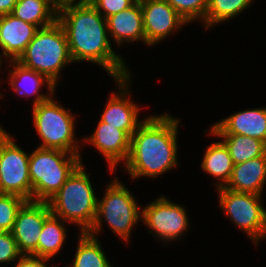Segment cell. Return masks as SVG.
<instances>
[{
	"label": "cell",
	"mask_w": 266,
	"mask_h": 267,
	"mask_svg": "<svg viewBox=\"0 0 266 267\" xmlns=\"http://www.w3.org/2000/svg\"><path fill=\"white\" fill-rule=\"evenodd\" d=\"M253 0H209L205 20L202 25L207 30L211 26L227 22L248 9Z\"/></svg>",
	"instance_id": "cell-25"
},
{
	"label": "cell",
	"mask_w": 266,
	"mask_h": 267,
	"mask_svg": "<svg viewBox=\"0 0 266 267\" xmlns=\"http://www.w3.org/2000/svg\"><path fill=\"white\" fill-rule=\"evenodd\" d=\"M179 122L165 112L144 118L131 136L129 155L123 164L130 179L159 178L178 166Z\"/></svg>",
	"instance_id": "cell-2"
},
{
	"label": "cell",
	"mask_w": 266,
	"mask_h": 267,
	"mask_svg": "<svg viewBox=\"0 0 266 267\" xmlns=\"http://www.w3.org/2000/svg\"><path fill=\"white\" fill-rule=\"evenodd\" d=\"M50 214L48 202L27 201L18 211L11 233L22 254L37 256L43 223Z\"/></svg>",
	"instance_id": "cell-13"
},
{
	"label": "cell",
	"mask_w": 266,
	"mask_h": 267,
	"mask_svg": "<svg viewBox=\"0 0 266 267\" xmlns=\"http://www.w3.org/2000/svg\"><path fill=\"white\" fill-rule=\"evenodd\" d=\"M22 253L11 232H5L0 236V264L15 262Z\"/></svg>",
	"instance_id": "cell-28"
},
{
	"label": "cell",
	"mask_w": 266,
	"mask_h": 267,
	"mask_svg": "<svg viewBox=\"0 0 266 267\" xmlns=\"http://www.w3.org/2000/svg\"><path fill=\"white\" fill-rule=\"evenodd\" d=\"M17 62L43 74L57 88L62 70L74 63L62 25L56 21L39 28Z\"/></svg>",
	"instance_id": "cell-4"
},
{
	"label": "cell",
	"mask_w": 266,
	"mask_h": 267,
	"mask_svg": "<svg viewBox=\"0 0 266 267\" xmlns=\"http://www.w3.org/2000/svg\"><path fill=\"white\" fill-rule=\"evenodd\" d=\"M6 231L2 228V227H0V236L3 234V233H5Z\"/></svg>",
	"instance_id": "cell-35"
},
{
	"label": "cell",
	"mask_w": 266,
	"mask_h": 267,
	"mask_svg": "<svg viewBox=\"0 0 266 267\" xmlns=\"http://www.w3.org/2000/svg\"><path fill=\"white\" fill-rule=\"evenodd\" d=\"M139 2L148 47L159 44L161 40L188 25L166 0H139Z\"/></svg>",
	"instance_id": "cell-12"
},
{
	"label": "cell",
	"mask_w": 266,
	"mask_h": 267,
	"mask_svg": "<svg viewBox=\"0 0 266 267\" xmlns=\"http://www.w3.org/2000/svg\"><path fill=\"white\" fill-rule=\"evenodd\" d=\"M82 145L90 144L105 158L108 163L109 170L113 174L118 164L126 162L129 151L131 137L123 130L98 121L96 129L91 135L80 139Z\"/></svg>",
	"instance_id": "cell-14"
},
{
	"label": "cell",
	"mask_w": 266,
	"mask_h": 267,
	"mask_svg": "<svg viewBox=\"0 0 266 267\" xmlns=\"http://www.w3.org/2000/svg\"><path fill=\"white\" fill-rule=\"evenodd\" d=\"M131 77L114 79L116 85L118 84L119 90L109 95L110 97L107 98L106 106L99 119L116 129L123 130L130 137L144 120L138 117L141 111L140 106L134 103L133 100L131 101V88H129L131 87Z\"/></svg>",
	"instance_id": "cell-11"
},
{
	"label": "cell",
	"mask_w": 266,
	"mask_h": 267,
	"mask_svg": "<svg viewBox=\"0 0 266 267\" xmlns=\"http://www.w3.org/2000/svg\"><path fill=\"white\" fill-rule=\"evenodd\" d=\"M201 161V169L208 175L219 180L215 186L216 189L225 187L230 180L234 167L233 160L228 148L222 141L211 143Z\"/></svg>",
	"instance_id": "cell-20"
},
{
	"label": "cell",
	"mask_w": 266,
	"mask_h": 267,
	"mask_svg": "<svg viewBox=\"0 0 266 267\" xmlns=\"http://www.w3.org/2000/svg\"><path fill=\"white\" fill-rule=\"evenodd\" d=\"M78 237L77 248L70 267H113L97 237L87 232H79Z\"/></svg>",
	"instance_id": "cell-24"
},
{
	"label": "cell",
	"mask_w": 266,
	"mask_h": 267,
	"mask_svg": "<svg viewBox=\"0 0 266 267\" xmlns=\"http://www.w3.org/2000/svg\"><path fill=\"white\" fill-rule=\"evenodd\" d=\"M208 132L213 137L221 138L229 150L234 165L266 155V143L259 139L239 134L214 135L210 130Z\"/></svg>",
	"instance_id": "cell-23"
},
{
	"label": "cell",
	"mask_w": 266,
	"mask_h": 267,
	"mask_svg": "<svg viewBox=\"0 0 266 267\" xmlns=\"http://www.w3.org/2000/svg\"><path fill=\"white\" fill-rule=\"evenodd\" d=\"M53 98L52 95L48 100L32 106L31 109L33 126L42 140L38 147L80 155L82 141L78 142L74 132L76 115Z\"/></svg>",
	"instance_id": "cell-7"
},
{
	"label": "cell",
	"mask_w": 266,
	"mask_h": 267,
	"mask_svg": "<svg viewBox=\"0 0 266 267\" xmlns=\"http://www.w3.org/2000/svg\"><path fill=\"white\" fill-rule=\"evenodd\" d=\"M109 38L119 47L122 44L141 42L146 45L143 13L139 0L129 8L106 18Z\"/></svg>",
	"instance_id": "cell-18"
},
{
	"label": "cell",
	"mask_w": 266,
	"mask_h": 267,
	"mask_svg": "<svg viewBox=\"0 0 266 267\" xmlns=\"http://www.w3.org/2000/svg\"><path fill=\"white\" fill-rule=\"evenodd\" d=\"M82 156L37 147L29 156L32 201L48 202L82 163Z\"/></svg>",
	"instance_id": "cell-6"
},
{
	"label": "cell",
	"mask_w": 266,
	"mask_h": 267,
	"mask_svg": "<svg viewBox=\"0 0 266 267\" xmlns=\"http://www.w3.org/2000/svg\"><path fill=\"white\" fill-rule=\"evenodd\" d=\"M8 62L9 69H12L7 73L10 88L20 96L26 97V99L35 95L33 97L35 99L32 100V106L48 100L52 95L55 96L56 87L43 74L26 68L17 61ZM43 85H47L48 92H41Z\"/></svg>",
	"instance_id": "cell-17"
},
{
	"label": "cell",
	"mask_w": 266,
	"mask_h": 267,
	"mask_svg": "<svg viewBox=\"0 0 266 267\" xmlns=\"http://www.w3.org/2000/svg\"><path fill=\"white\" fill-rule=\"evenodd\" d=\"M113 179L106 187L103 198H98L95 221L87 233L98 237L107 222L113 233L128 242L133 228L141 222L142 208L138 206L136 197L131 194L129 188L127 189L117 177Z\"/></svg>",
	"instance_id": "cell-5"
},
{
	"label": "cell",
	"mask_w": 266,
	"mask_h": 267,
	"mask_svg": "<svg viewBox=\"0 0 266 267\" xmlns=\"http://www.w3.org/2000/svg\"><path fill=\"white\" fill-rule=\"evenodd\" d=\"M92 0H60V8L67 5L91 4Z\"/></svg>",
	"instance_id": "cell-32"
},
{
	"label": "cell",
	"mask_w": 266,
	"mask_h": 267,
	"mask_svg": "<svg viewBox=\"0 0 266 267\" xmlns=\"http://www.w3.org/2000/svg\"><path fill=\"white\" fill-rule=\"evenodd\" d=\"M65 221L52 213L45 219L37 245V256L47 259L58 255L67 238Z\"/></svg>",
	"instance_id": "cell-22"
},
{
	"label": "cell",
	"mask_w": 266,
	"mask_h": 267,
	"mask_svg": "<svg viewBox=\"0 0 266 267\" xmlns=\"http://www.w3.org/2000/svg\"><path fill=\"white\" fill-rule=\"evenodd\" d=\"M266 184V155L234 165L224 188L243 193L263 195Z\"/></svg>",
	"instance_id": "cell-19"
},
{
	"label": "cell",
	"mask_w": 266,
	"mask_h": 267,
	"mask_svg": "<svg viewBox=\"0 0 266 267\" xmlns=\"http://www.w3.org/2000/svg\"><path fill=\"white\" fill-rule=\"evenodd\" d=\"M183 205L160 196L142 207L141 221L164 245L178 241L189 230V216ZM185 233V234H184Z\"/></svg>",
	"instance_id": "cell-10"
},
{
	"label": "cell",
	"mask_w": 266,
	"mask_h": 267,
	"mask_svg": "<svg viewBox=\"0 0 266 267\" xmlns=\"http://www.w3.org/2000/svg\"><path fill=\"white\" fill-rule=\"evenodd\" d=\"M2 60H4V59H2L1 57H0V72H1V68H2V63H3V61ZM1 81V80H0ZM1 83V82H0ZM2 97H4V95H2V93L0 92V99L2 98Z\"/></svg>",
	"instance_id": "cell-34"
},
{
	"label": "cell",
	"mask_w": 266,
	"mask_h": 267,
	"mask_svg": "<svg viewBox=\"0 0 266 267\" xmlns=\"http://www.w3.org/2000/svg\"><path fill=\"white\" fill-rule=\"evenodd\" d=\"M81 163L48 203L51 213L66 223L75 224L80 233L88 232L95 221L97 201L90 173Z\"/></svg>",
	"instance_id": "cell-3"
},
{
	"label": "cell",
	"mask_w": 266,
	"mask_h": 267,
	"mask_svg": "<svg viewBox=\"0 0 266 267\" xmlns=\"http://www.w3.org/2000/svg\"><path fill=\"white\" fill-rule=\"evenodd\" d=\"M175 11L188 23L205 20L209 0H166Z\"/></svg>",
	"instance_id": "cell-26"
},
{
	"label": "cell",
	"mask_w": 266,
	"mask_h": 267,
	"mask_svg": "<svg viewBox=\"0 0 266 267\" xmlns=\"http://www.w3.org/2000/svg\"><path fill=\"white\" fill-rule=\"evenodd\" d=\"M38 29L36 25L18 19L12 14L1 15L0 57L2 59L6 57L8 61H17Z\"/></svg>",
	"instance_id": "cell-16"
},
{
	"label": "cell",
	"mask_w": 266,
	"mask_h": 267,
	"mask_svg": "<svg viewBox=\"0 0 266 267\" xmlns=\"http://www.w3.org/2000/svg\"><path fill=\"white\" fill-rule=\"evenodd\" d=\"M0 124V193L32 201L29 175L30 154L20 148Z\"/></svg>",
	"instance_id": "cell-9"
},
{
	"label": "cell",
	"mask_w": 266,
	"mask_h": 267,
	"mask_svg": "<svg viewBox=\"0 0 266 267\" xmlns=\"http://www.w3.org/2000/svg\"><path fill=\"white\" fill-rule=\"evenodd\" d=\"M16 261L14 267H52L48 265L50 259L31 254H22Z\"/></svg>",
	"instance_id": "cell-30"
},
{
	"label": "cell",
	"mask_w": 266,
	"mask_h": 267,
	"mask_svg": "<svg viewBox=\"0 0 266 267\" xmlns=\"http://www.w3.org/2000/svg\"><path fill=\"white\" fill-rule=\"evenodd\" d=\"M216 190L223 214L253 240L255 246L266 239V209L261 203L263 195L236 192L224 187Z\"/></svg>",
	"instance_id": "cell-8"
},
{
	"label": "cell",
	"mask_w": 266,
	"mask_h": 267,
	"mask_svg": "<svg viewBox=\"0 0 266 267\" xmlns=\"http://www.w3.org/2000/svg\"><path fill=\"white\" fill-rule=\"evenodd\" d=\"M214 135H244L266 143V107L235 112L210 127Z\"/></svg>",
	"instance_id": "cell-15"
},
{
	"label": "cell",
	"mask_w": 266,
	"mask_h": 267,
	"mask_svg": "<svg viewBox=\"0 0 266 267\" xmlns=\"http://www.w3.org/2000/svg\"><path fill=\"white\" fill-rule=\"evenodd\" d=\"M137 0H92L91 5L106 19L107 17L119 13Z\"/></svg>",
	"instance_id": "cell-29"
},
{
	"label": "cell",
	"mask_w": 266,
	"mask_h": 267,
	"mask_svg": "<svg viewBox=\"0 0 266 267\" xmlns=\"http://www.w3.org/2000/svg\"><path fill=\"white\" fill-rule=\"evenodd\" d=\"M18 0H0V16L11 14Z\"/></svg>",
	"instance_id": "cell-31"
},
{
	"label": "cell",
	"mask_w": 266,
	"mask_h": 267,
	"mask_svg": "<svg viewBox=\"0 0 266 267\" xmlns=\"http://www.w3.org/2000/svg\"><path fill=\"white\" fill-rule=\"evenodd\" d=\"M11 14L38 28H44L57 21L58 9L51 0H18Z\"/></svg>",
	"instance_id": "cell-21"
},
{
	"label": "cell",
	"mask_w": 266,
	"mask_h": 267,
	"mask_svg": "<svg viewBox=\"0 0 266 267\" xmlns=\"http://www.w3.org/2000/svg\"><path fill=\"white\" fill-rule=\"evenodd\" d=\"M26 202L27 200L20 196L0 193V227L11 232L17 213Z\"/></svg>",
	"instance_id": "cell-27"
},
{
	"label": "cell",
	"mask_w": 266,
	"mask_h": 267,
	"mask_svg": "<svg viewBox=\"0 0 266 267\" xmlns=\"http://www.w3.org/2000/svg\"><path fill=\"white\" fill-rule=\"evenodd\" d=\"M57 21L65 30L74 63L98 64L114 79L132 76L126 60L112 48L106 19L91 4L60 8Z\"/></svg>",
	"instance_id": "cell-1"
},
{
	"label": "cell",
	"mask_w": 266,
	"mask_h": 267,
	"mask_svg": "<svg viewBox=\"0 0 266 267\" xmlns=\"http://www.w3.org/2000/svg\"><path fill=\"white\" fill-rule=\"evenodd\" d=\"M55 6L57 7V9L59 10L60 9V0H51Z\"/></svg>",
	"instance_id": "cell-33"
}]
</instances>
